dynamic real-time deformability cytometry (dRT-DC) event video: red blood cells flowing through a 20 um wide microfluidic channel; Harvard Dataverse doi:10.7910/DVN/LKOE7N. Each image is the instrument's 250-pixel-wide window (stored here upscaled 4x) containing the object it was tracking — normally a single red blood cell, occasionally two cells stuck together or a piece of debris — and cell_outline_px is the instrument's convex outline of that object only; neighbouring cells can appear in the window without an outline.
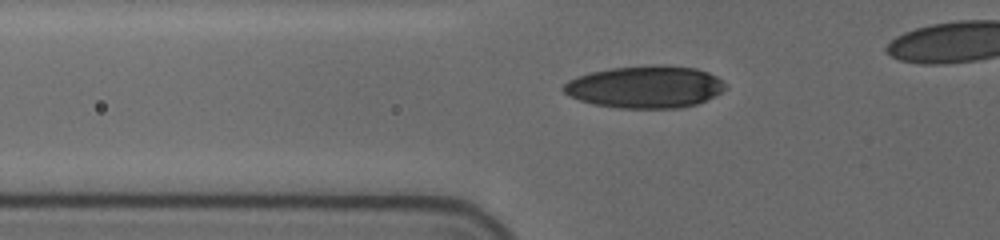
{"species": "human", "species_latin": "Homo sapiens", "temperature_condition": "cold", "stored_images_in_passage": 33, "camera_frame_rate_fps": 3000, "um_per_image_px": 0.085, "donor": {"sex": "female"}, "frame": {"image": 1, "passage_image": 2, "time_ms": 0.333, "image_size_px": [1000, 240], "cell_outline_px": [[728, 88], [696, 104], [680, 108], [620, 108], [592, 104], [580, 100], [564, 92], [560, 88], [568, 80], [576, 76], [592, 72], [612, 68], [696, 68], [708, 72], [716, 76]], "centroid_in_image_um": [54.79, 7.43], "position_along_channel_um": 71.0, "area_um2": 38.49}}
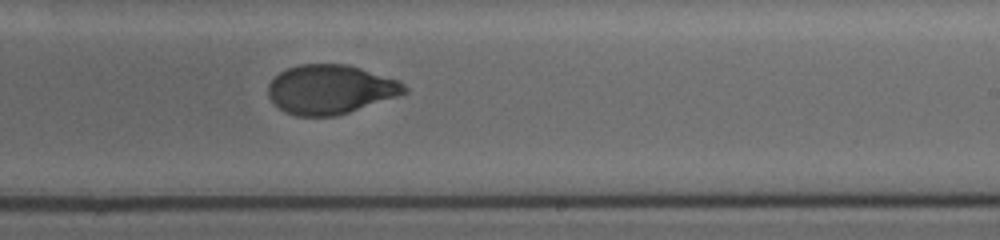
{"frame": {"image": 2, "passage_image": 18, "time_ms": 5.667, "image_size_px": [1000, 240], "cell_outline_px": [[408, 92], [336, 116], [296, 116], [284, 112], [268, 96], [268, 84], [280, 72], [288, 68], [300, 64], [348, 64], [400, 80], [408, 88]], "centroid_in_image_um": [28.08, 7.59], "position_along_channel_um": 260.9, "area_um2": 38.9}}
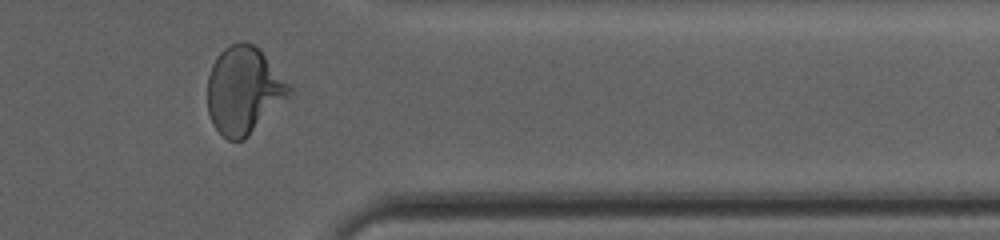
{"frame": {"image": 3, "passage_image": 29, "time_ms": 9.333, "image_size_px": [1000, 240], "cell_outline_px": [[292, 96], [244, 140], [228, 140], [212, 124], [208, 112], [208, 76], [212, 64], [216, 56], [224, 48], [240, 40], [244, 40], [260, 48], [292, 88]], "centroid_in_image_um": [20.74, 7.67], "position_along_channel_um": 390.7, "area_um2": 41.96}}